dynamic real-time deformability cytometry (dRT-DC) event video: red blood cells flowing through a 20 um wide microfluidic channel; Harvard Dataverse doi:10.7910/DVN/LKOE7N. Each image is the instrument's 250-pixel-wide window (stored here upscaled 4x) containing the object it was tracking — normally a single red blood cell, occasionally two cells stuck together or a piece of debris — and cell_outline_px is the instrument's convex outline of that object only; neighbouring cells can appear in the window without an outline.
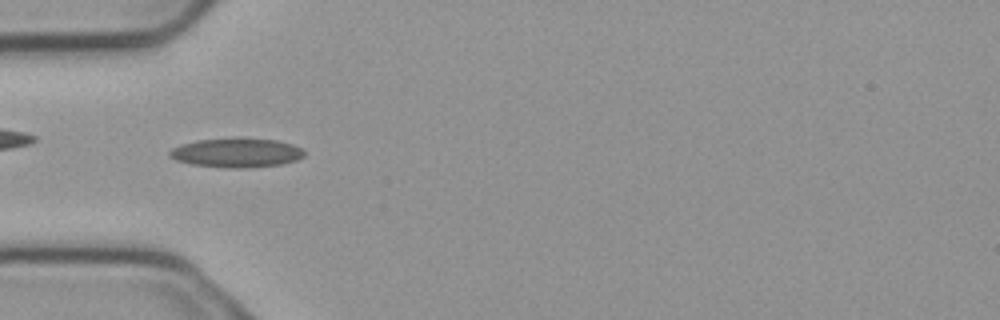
{"species": "common noctule bat (a hibernating species)", "species_latin": "Nyctalus noctula", "temperature_condition": "cold", "stored_images_in_passage": 5, "camera_frame_rate_fps": 3000, "um_per_image_px": 0.085, "animal": {"sex": "male", "body_mass_g": 23.1, "forearm_length_mm": 52.7}, "frame": {"image": 1, "passage_image": 4, "time_ms": 1.0, "image_size_px": [1000, 320], "cell_outline_px": [[304, 156], [296, 160], [280, 164], [244, 168], [228, 168], [192, 164], [176, 160], [168, 156], [168, 152], [172, 148], [180, 144], [196, 140], [236, 136], [276, 140], [292, 144], [300, 148], [304, 152]], "centroid_in_image_um": [20.06, 12.95], "position_along_channel_um": 64.9, "area_um2": 23.35}}
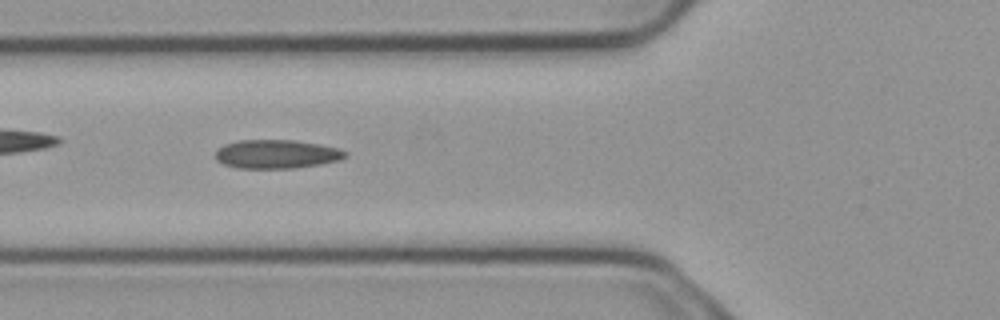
{"frame": {"image": 2, "passage_image": 5, "time_ms": 1.333, "image_size_px": [1000, 320], "cell_outline_px": [[348, 156], [340, 160], [320, 164], [296, 168], [236, 168], [224, 164], [216, 160], [216, 152], [224, 144], [240, 140], [292, 140], [340, 148], [348, 152]], "centroid_in_image_um": [23.54, 13.1], "position_along_channel_um": 102.3, "area_um2": 21.73}}